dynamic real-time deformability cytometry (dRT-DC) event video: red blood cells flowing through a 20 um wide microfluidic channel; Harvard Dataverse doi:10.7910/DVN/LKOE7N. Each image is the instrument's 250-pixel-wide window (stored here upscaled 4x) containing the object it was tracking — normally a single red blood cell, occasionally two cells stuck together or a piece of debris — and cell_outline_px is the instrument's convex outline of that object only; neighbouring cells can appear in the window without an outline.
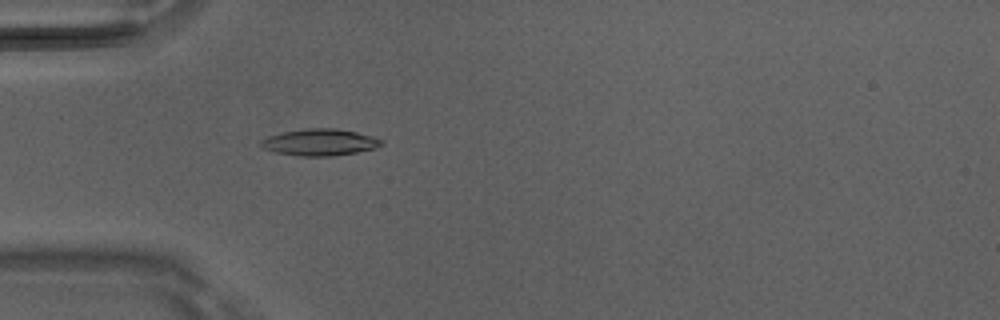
{"species": "Egyptian fruit bat (a non-hibernating species)", "species_latin": "Rousettus aegyptiacus", "temperature_condition": "room temperature", "stored_images_in_passage": 4, "camera_frame_rate_fps": 3000, "um_per_image_px": 0.085, "animal": {"sex": "male"}, "frame": {"image": 1, "passage_image": 4, "time_ms": 1.0, "image_size_px": [1000, 320], "cell_outline_px": [[384, 144], [376, 148], [356, 152], [332, 156], [300, 156], [276, 152], [264, 148], [260, 144], [260, 140], [268, 136], [284, 132], [308, 128], [336, 128], [356, 132], [372, 136], [384, 140]], "centroid_in_image_um": [27.22, 12.09], "position_along_channel_um": 57.8, "area_um2": 18.67}}